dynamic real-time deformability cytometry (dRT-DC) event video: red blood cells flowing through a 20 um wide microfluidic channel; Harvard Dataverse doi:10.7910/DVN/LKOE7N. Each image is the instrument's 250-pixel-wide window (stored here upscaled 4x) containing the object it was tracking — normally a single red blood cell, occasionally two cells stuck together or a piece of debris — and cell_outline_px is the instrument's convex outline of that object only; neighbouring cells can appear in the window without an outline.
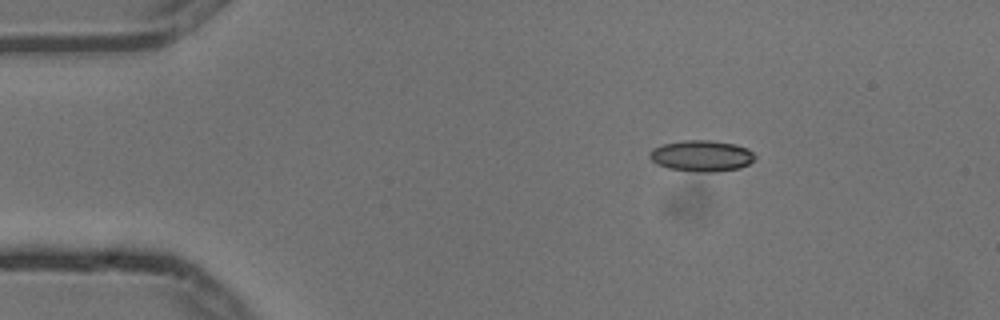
{"species": "common noctule bat (a hibernating species)", "species_latin": "Nyctalus noctula", "temperature_condition": "cold", "stored_images_in_passage": 3, "camera_frame_rate_fps": 3000, "um_per_image_px": 0.085, "animal": {"sex": "male", "body_mass_g": 13.3}, "frame": {"image": 1, "passage_image": 1, "time_ms": 0.0, "image_size_px": [1000, 320], "cell_outline_px": [[756, 160], [740, 168], [716, 172], [696, 172], [668, 168], [656, 164], [648, 156], [648, 152], [652, 148], [664, 144], [684, 140], [708, 140], [736, 144], [748, 148], [756, 156]], "centroid_in_image_um": [59.64, 13.25], "position_along_channel_um": 25.4, "area_um2": 19.36}}